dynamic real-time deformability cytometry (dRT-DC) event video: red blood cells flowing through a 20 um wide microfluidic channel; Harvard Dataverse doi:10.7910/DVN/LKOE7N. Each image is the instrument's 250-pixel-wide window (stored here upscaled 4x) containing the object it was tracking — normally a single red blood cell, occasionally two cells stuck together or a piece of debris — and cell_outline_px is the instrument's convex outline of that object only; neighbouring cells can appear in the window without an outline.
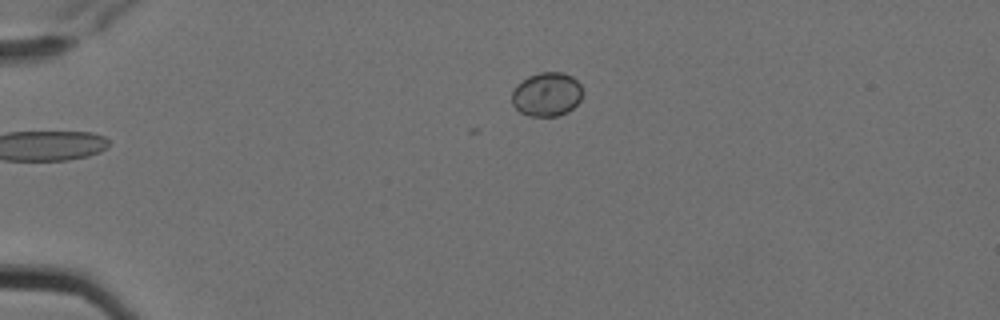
{"species": "Egyptian fruit bat (a non-hibernating species)", "species_latin": "Rousettus aegyptiacus", "temperature_condition": "cold", "stored_images_in_passage": 2, "camera_frame_rate_fps": 3000, "um_per_image_px": 0.085, "animal": {"sex": "female"}, "frame": {"image": 1, "passage_image": 2, "time_ms": 0.333, "image_size_px": [1000, 320], "cell_outline_px": [[580, 100], [568, 112], [556, 116], [528, 116], [520, 112], [512, 104], [512, 92], [516, 84], [528, 76], [540, 72], [564, 72], [572, 76], [580, 84]], "centroid_in_image_um": [46.44, 8.01], "position_along_channel_um": 38.6, "area_um2": 18.09}}